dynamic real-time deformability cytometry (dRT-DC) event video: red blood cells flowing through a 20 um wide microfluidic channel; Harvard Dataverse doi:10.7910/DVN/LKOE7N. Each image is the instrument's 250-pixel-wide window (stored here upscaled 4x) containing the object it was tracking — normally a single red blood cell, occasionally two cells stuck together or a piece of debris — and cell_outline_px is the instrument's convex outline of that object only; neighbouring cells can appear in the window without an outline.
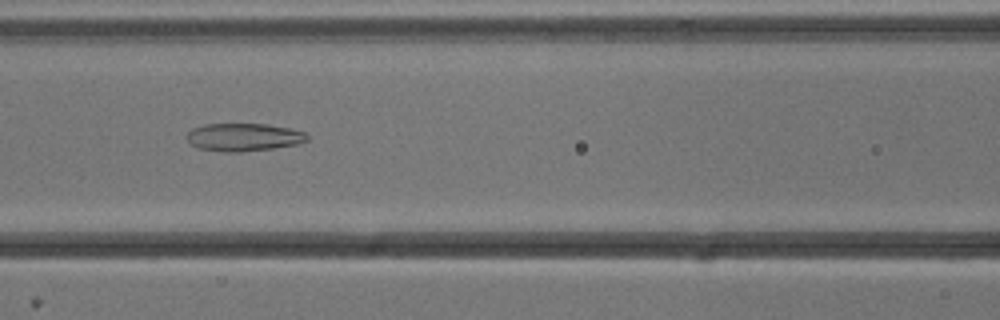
{"species": "common noctule bat (a hibernating species)", "species_latin": "Nyctalus noctula", "temperature_condition": "cold", "stored_images_in_passage": 39, "camera_frame_rate_fps": 3000, "um_per_image_px": 0.085, "animal": {"sex": "male", "body_mass_g": 13.3}, "frame": {"image": 1, "passage_image": 9, "time_ms": 2.667, "image_size_px": [1000, 320], "cell_outline_px": [[308, 140], [296, 144], [272, 148], [240, 152], [224, 152], [196, 148], [184, 136], [192, 128], [204, 124], [268, 124], [292, 128], [304, 132], [308, 136]], "centroid_in_image_um": [20.68, 11.65], "position_along_channel_um": 145.9, "area_um2": 19.65}}
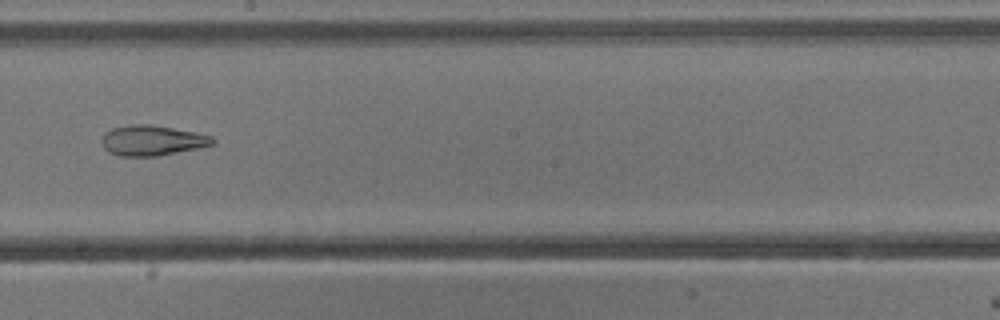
{"frame": {"image": 2, "passage_image": 16, "time_ms": 5.0, "image_size_px": [1000, 320], "cell_outline_px": [[216, 140], [212, 144], [200, 148], [156, 156], [120, 156], [108, 152], [104, 148], [100, 140], [104, 132], [112, 128], [128, 124], [152, 124], [196, 132], [212, 136]], "centroid_in_image_um": [12.9, 11.93], "position_along_channel_um": 235.3, "area_um2": 19.83}}
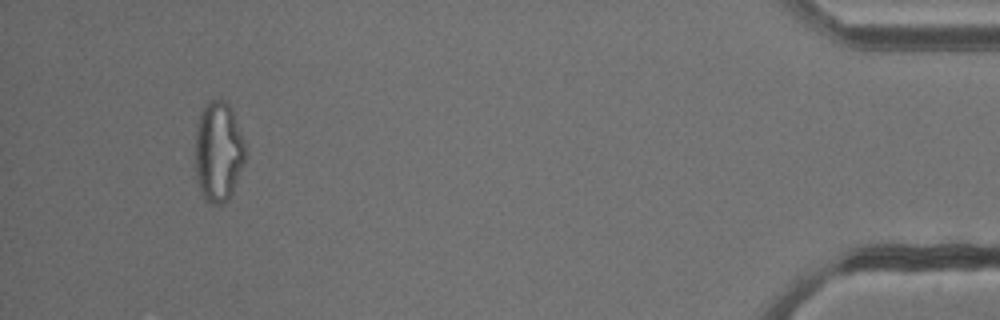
{"frame": {"image": 3, "passage_image": 36, "time_ms": 11.667, "image_size_px": [1000, 320], "cell_outline_px": [[244, 160], [232, 192], [228, 200], [220, 204], [212, 204], [204, 200], [196, 180], [196, 124], [200, 112], [204, 104], [208, 100], [224, 100], [232, 108], [244, 144]], "centroid_in_image_um": [18.52, 12.87], "position_along_channel_um": 416.7, "area_um2": 29.07}, "authors_computed_cell_mechanics": {"area_um2": 21.6172, "velocity_mm_per_s": 3.8338, "shape_relaxation_time_tau1_ms": null, "shape_relaxation_time_tau2_ms": 5.5123, "deformation_change_tau1": null, "deformation_change_tau2": 0.1632}}